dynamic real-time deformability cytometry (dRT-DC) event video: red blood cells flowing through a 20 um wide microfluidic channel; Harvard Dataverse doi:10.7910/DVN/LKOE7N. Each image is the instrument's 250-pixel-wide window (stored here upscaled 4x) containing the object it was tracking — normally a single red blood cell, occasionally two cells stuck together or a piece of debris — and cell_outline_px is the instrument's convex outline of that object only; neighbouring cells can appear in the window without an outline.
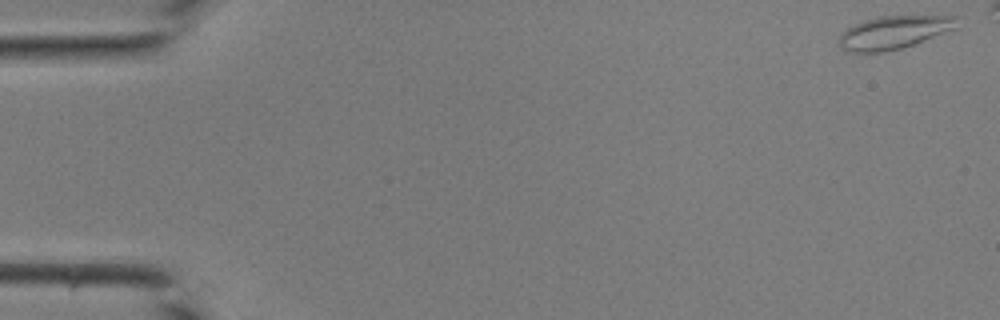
{"species": "common noctule bat (a hibernating species)", "species_latin": "Nyctalus noctula", "temperature_condition": "room temperature", "stored_images_in_passage": 38, "camera_frame_rate_fps": 3000, "um_per_image_px": 0.085, "animal": {"sex": "male", "body_mass_g": 19.0, "forearm_length_mm": 50.8}, "frame": {"image": 1, "passage_image": 1, "time_ms": 0.0, "image_size_px": [1000, 320], "cell_outline_px": [[956, 28], [912, 44], [900, 48], [884, 52], [844, 52], [840, 48], [840, 36], [848, 28], [864, 20], [880, 16], [956, 16]], "centroid_in_image_um": [75.93, 2.76], "position_along_channel_um": 9.1, "area_um2": 22.2}}
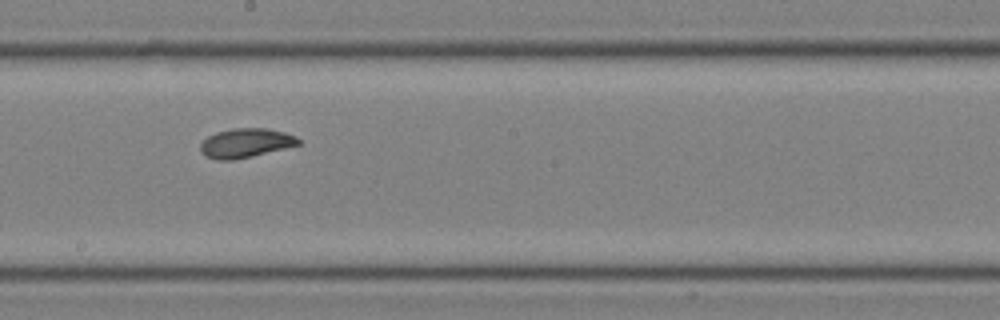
{"frame": {"image": 2, "passage_image": 24, "time_ms": 7.667, "image_size_px": [1000, 320], "cell_outline_px": [[300, 144], [252, 156], [232, 160], [216, 160], [204, 156], [200, 152], [200, 144], [208, 136], [216, 132], [232, 128], [268, 128], [284, 132], [296, 136], [300, 140]], "centroid_in_image_um": [20.85, 12.15], "position_along_channel_um": 227.4, "area_um2": 16.7}}
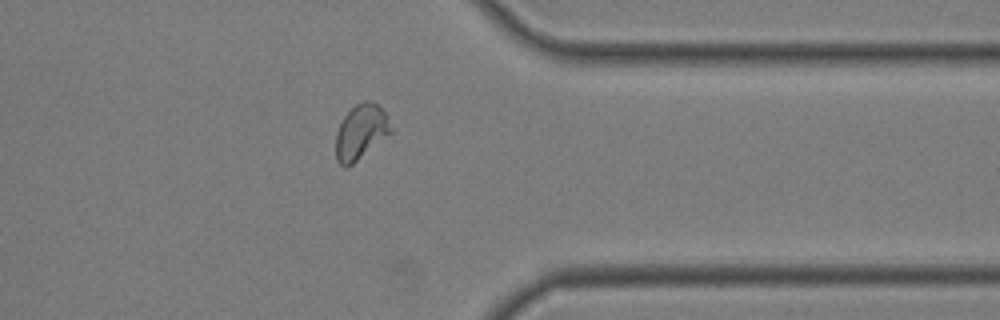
{"frame": {"image": 3, "passage_image": 34, "time_ms": 11.0, "image_size_px": [1000, 320], "cell_outline_px": [[392, 132], [352, 164], [344, 168], [336, 160], [336, 132], [344, 116], [356, 104], [364, 100], [372, 100], [384, 112], [392, 128]], "centroid_in_image_um": [30.65, 11.21], "position_along_channel_um": 380.7, "area_um2": 17.34}}